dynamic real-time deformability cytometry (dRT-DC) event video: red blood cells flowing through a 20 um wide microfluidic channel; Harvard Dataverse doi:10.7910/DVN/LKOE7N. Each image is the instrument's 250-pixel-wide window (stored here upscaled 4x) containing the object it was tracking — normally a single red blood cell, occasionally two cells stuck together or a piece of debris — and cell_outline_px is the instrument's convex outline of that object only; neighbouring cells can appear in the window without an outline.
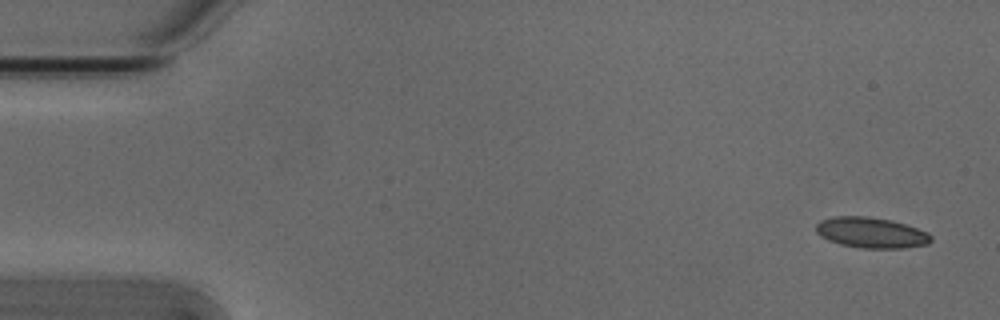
{"species": "Egyptian fruit bat (a non-hibernating species)", "species_latin": "Rousettus aegyptiacus", "temperature_condition": "cold", "stored_images_in_passage": 4, "camera_frame_rate_fps": 3000, "um_per_image_px": 0.085, "animal": {"sex": "male"}, "frame": {"image": 1, "passage_image": 1, "time_ms": 0.0, "image_size_px": [1000, 320], "cell_outline_px": [[932, 240], [928, 244], [904, 248], [864, 248], [840, 244], [828, 240], [820, 236], [816, 232], [816, 224], [820, 220], [832, 216], [868, 216], [892, 220], [928, 232], [932, 236]], "centroid_in_image_um": [74.04, 19.77], "position_along_channel_um": 11.0, "area_um2": 20.63}}
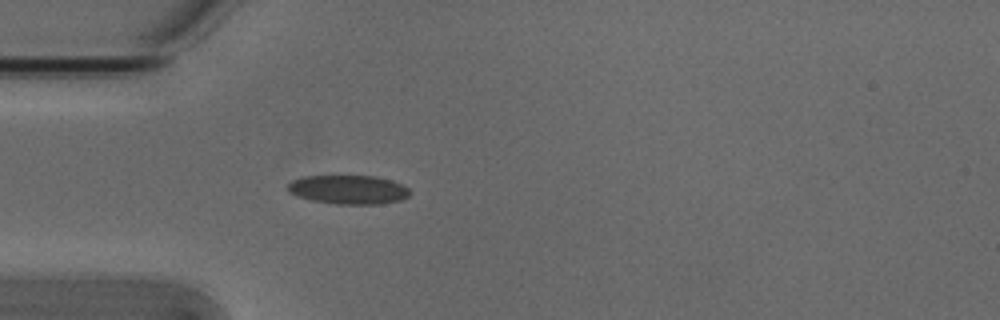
{"frame": {"image": 2, "passage_image": 4, "time_ms": 1.0, "image_size_px": [1000, 320], "cell_outline_px": [[412, 192], [408, 196], [400, 200], [380, 204], [336, 204], [312, 200], [296, 196], [288, 192], [288, 184], [292, 180], [304, 176], [376, 176], [392, 180], [408, 188]], "centroid_in_image_um": [29.62, 16.12], "position_along_channel_um": 55.4, "area_um2": 20.63}}